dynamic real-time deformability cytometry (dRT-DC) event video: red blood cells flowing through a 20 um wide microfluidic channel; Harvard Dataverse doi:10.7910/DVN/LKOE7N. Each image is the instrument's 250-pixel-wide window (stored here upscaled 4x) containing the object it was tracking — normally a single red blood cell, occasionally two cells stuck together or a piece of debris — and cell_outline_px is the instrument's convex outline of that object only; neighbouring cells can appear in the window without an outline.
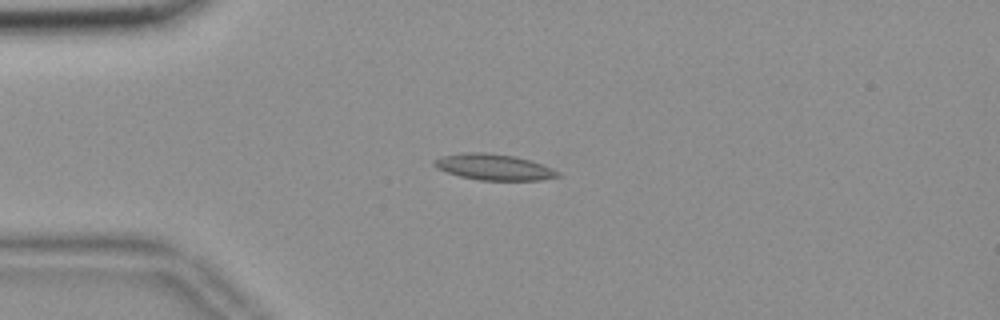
{"species": "common noctule bat (a hibernating species)", "species_latin": "Nyctalus noctula", "temperature_condition": "room temperature", "stored_images_in_passage": 54, "camera_frame_rate_fps": 3000, "um_per_image_px": 0.085, "animal": {"sex": "female", "body_mass_g": 18.4}, "frame": {"image": 1, "passage_image": 13, "time_ms": 4.0, "image_size_px": [1000, 320], "cell_outline_px": [[560, 176], [540, 180], [480, 180], [460, 176], [436, 168], [432, 164], [432, 160], [440, 156], [468, 152], [484, 152], [516, 156], [540, 164], [560, 172]], "centroid_in_image_um": [41.92, 14.19], "position_along_channel_um": 43.1, "area_um2": 18.61}}
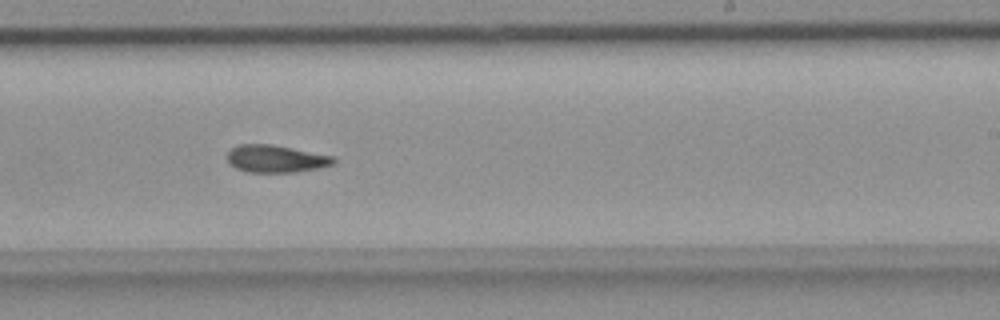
{"frame": {"image": 2, "passage_image": 33, "time_ms": 10.667, "image_size_px": [1000, 320], "cell_outline_px": [[336, 160], [332, 164], [320, 168], [296, 172], [248, 172], [236, 168], [228, 160], [228, 152], [232, 148], [240, 144], [272, 144], [332, 156]], "centroid_in_image_um": [23.45, 13.5], "position_along_channel_um": 265.6, "area_um2": 16.76}}
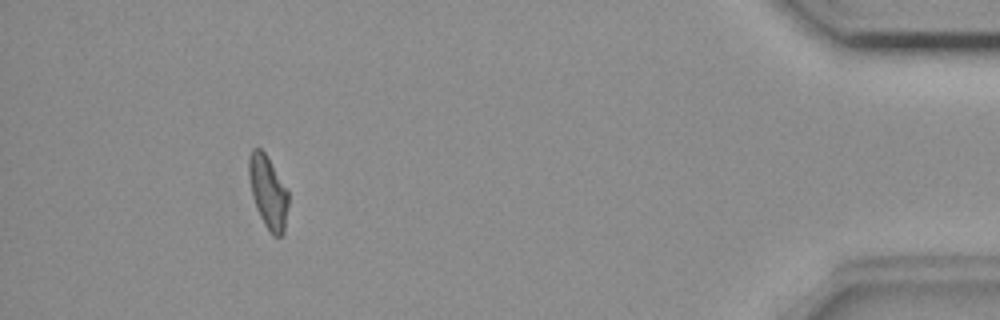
{"frame": {"image": 3, "passage_image": 50, "time_ms": 16.333, "image_size_px": [1000, 320], "cell_outline_px": [[288, 204], [284, 232], [280, 236], [272, 236], [264, 224], [256, 208], [252, 196], [248, 172], [248, 160], [252, 148], [260, 148], [264, 152], [288, 188]], "centroid_in_image_um": [22.79, 16.32], "position_along_channel_um": 412.4, "area_um2": 16.82}, "authors_computed_cell_mechanics": {"area_um2": 17.3111, "velocity_mm_per_s": 3.6777, "shape_relaxation_time_tau1_ms": null, "shape_relaxation_time_tau2_ms": 8.0123, "deformation_change_tau1": null, "deformation_change_tau2": 0.1394}}